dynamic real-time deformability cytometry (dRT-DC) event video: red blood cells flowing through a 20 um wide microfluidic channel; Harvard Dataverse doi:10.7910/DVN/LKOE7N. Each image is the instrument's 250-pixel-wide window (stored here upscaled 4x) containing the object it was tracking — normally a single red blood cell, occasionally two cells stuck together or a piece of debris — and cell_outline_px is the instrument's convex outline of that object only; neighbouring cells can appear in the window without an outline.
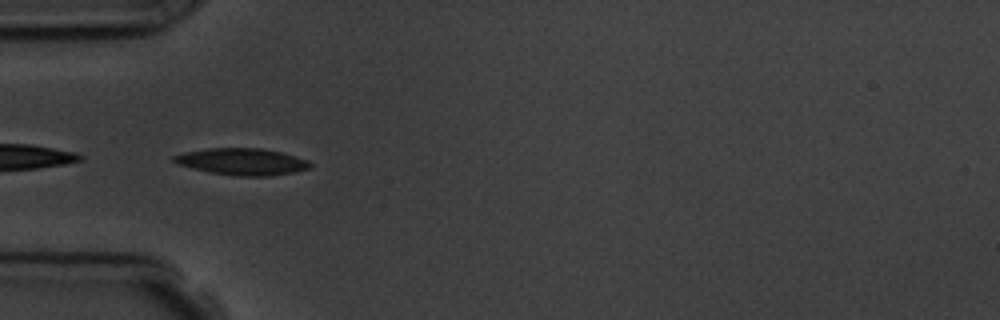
{"species": "common noctule bat (a hibernating species)", "species_latin": "Nyctalus noctula", "temperature_condition": "room temperature", "stored_images_in_passage": 11, "camera_frame_rate_fps": 3000, "um_per_image_px": 0.085, "animal": {"sex": "male", "body_mass_g": 19.5, "forearm_length_mm": 54.6}, "frame": {"image": 1, "passage_image": 5, "time_ms": 4.667, "image_size_px": [1000, 320], "cell_outline_px": [[312, 168], [292, 172], [268, 176], [232, 176], [192, 168], [176, 164], [172, 160], [172, 156], [184, 152], [208, 148], [260, 148], [280, 152], [308, 160], [312, 164]], "centroid_in_image_um": [20.56, 13.74], "position_along_channel_um": 64.4, "area_um2": 21.21}}
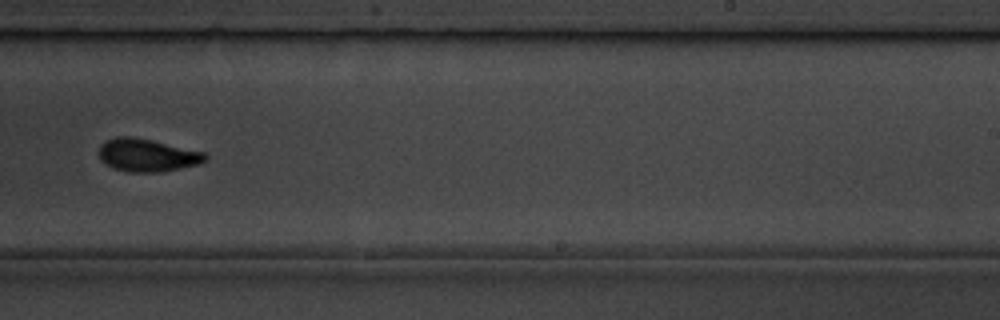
{"frame": {"image": 2, "passage_image": 10, "time_ms": 10.333, "image_size_px": [1000, 320], "cell_outline_px": [[208, 160], [200, 164], [160, 172], [128, 172], [112, 168], [104, 164], [100, 160], [100, 144], [104, 140], [116, 136], [132, 136], [152, 140], [204, 152], [208, 156]], "centroid_in_image_um": [12.49, 13.19], "position_along_channel_um": 276.5, "area_um2": 20.58}}